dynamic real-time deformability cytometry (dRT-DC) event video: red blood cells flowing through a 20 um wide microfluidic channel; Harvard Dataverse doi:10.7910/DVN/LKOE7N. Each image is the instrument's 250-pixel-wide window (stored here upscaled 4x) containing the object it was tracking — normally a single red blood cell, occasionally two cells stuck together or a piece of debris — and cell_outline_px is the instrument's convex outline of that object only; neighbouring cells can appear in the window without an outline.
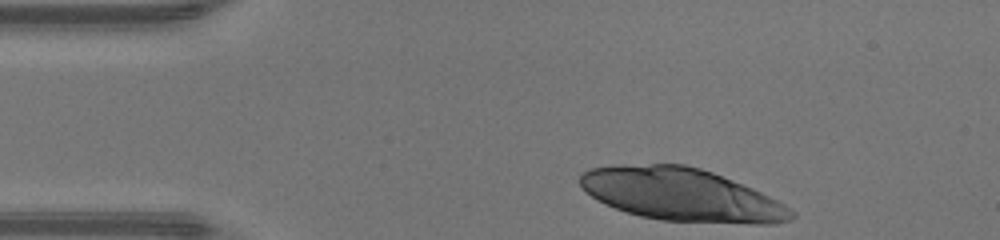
{"species": "human", "species_latin": "Homo sapiens", "temperature_condition": "warm", "stored_images_in_passage": 10, "camera_frame_rate_fps": 3000, "um_per_image_px": 0.085, "donor": {"sex": "male"}, "frame": {"image": 1, "passage_image": 1, "time_ms": 0.0, "image_size_px": [1000, 240], "cell_outline_px": [[796, 216], [792, 220], [776, 224], [752, 224], [660, 220], [640, 216], [616, 208], [596, 200], [580, 184], [580, 176], [588, 168], [616, 164], [684, 164], [700, 168], [712, 172], [752, 188], [784, 204], [796, 212]], "centroid_in_image_um": [57.95, 16.55], "position_along_channel_um": 27.1, "area_um2": 64.91}}